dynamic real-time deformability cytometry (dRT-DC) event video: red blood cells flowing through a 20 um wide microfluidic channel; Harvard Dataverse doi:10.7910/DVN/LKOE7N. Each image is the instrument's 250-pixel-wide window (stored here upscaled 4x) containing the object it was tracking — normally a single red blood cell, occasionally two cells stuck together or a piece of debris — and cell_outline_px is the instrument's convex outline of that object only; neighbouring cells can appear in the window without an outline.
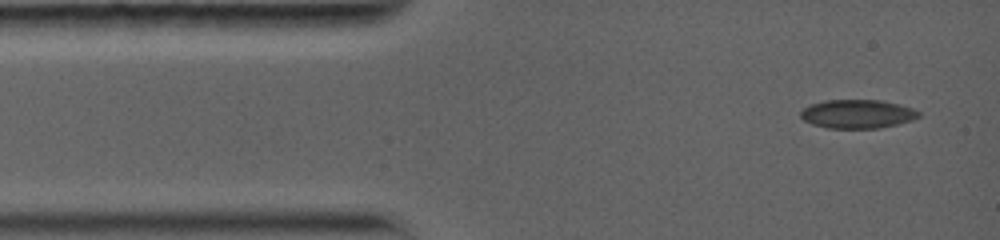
{"species": "common noctule bat (a hibernating species)", "species_latin": "Nyctalus noctula", "temperature_condition": "warm", "stored_images_in_passage": 4, "camera_frame_rate_fps": 5000, "um_per_image_px": 0.085, "animal": {"sex": "female", "body_mass_g": 19.0, "forearm_length_mm": 56.7}, "frame": {"image": 1, "passage_image": 1, "time_ms": 0.0, "image_size_px": [1000, 240], "cell_outline_px": [[920, 116], [912, 120], [880, 128], [828, 128], [812, 124], [804, 120], [800, 116], [800, 112], [808, 104], [824, 100], [880, 100], [900, 104], [912, 108], [920, 112]], "centroid_in_image_um": [72.86, 9.68], "position_along_channel_um": 12.1, "area_um2": 19.83}}
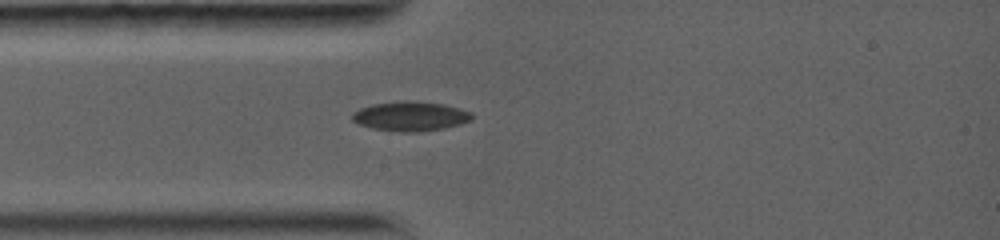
{"frame": {"image": 2, "passage_image": 4, "time_ms": 2.4, "image_size_px": [1000, 240], "cell_outline_px": [[472, 120], [460, 124], [444, 128], [420, 132], [400, 132], [372, 128], [360, 124], [352, 120], [352, 112], [360, 108], [372, 104], [408, 100], [412, 100], [444, 104], [460, 108], [472, 112]], "centroid_in_image_um": [34.9, 9.87], "position_along_channel_um": 50.1, "area_um2": 20.69}}